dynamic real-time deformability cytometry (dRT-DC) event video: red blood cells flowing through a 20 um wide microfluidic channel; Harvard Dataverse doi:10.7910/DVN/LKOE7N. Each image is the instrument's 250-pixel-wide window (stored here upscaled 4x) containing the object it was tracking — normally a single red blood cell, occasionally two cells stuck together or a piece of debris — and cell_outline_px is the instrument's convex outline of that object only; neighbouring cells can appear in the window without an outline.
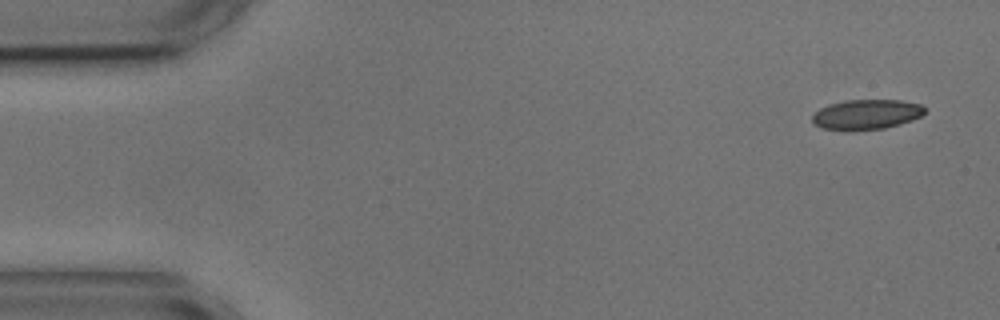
{"species": "common noctule bat (a hibernating species)", "species_latin": "Nyctalus noctula", "temperature_condition": "cold", "stored_images_in_passage": 4, "camera_frame_rate_fps": 3000, "um_per_image_px": 0.085, "animal": {"sex": "male", "body_mass_g": 17.9, "forearm_length_mm": 54.2}, "frame": {"image": 1, "passage_image": 1, "time_ms": 0.0, "image_size_px": [1000, 320], "cell_outline_px": [[928, 108], [920, 116], [912, 120], [900, 124], [884, 128], [820, 128], [812, 124], [812, 116], [820, 108], [828, 104], [848, 100], [900, 100], [920, 104]], "centroid_in_image_um": [73.67, 9.69], "position_along_channel_um": 11.3, "area_um2": 19.13}}
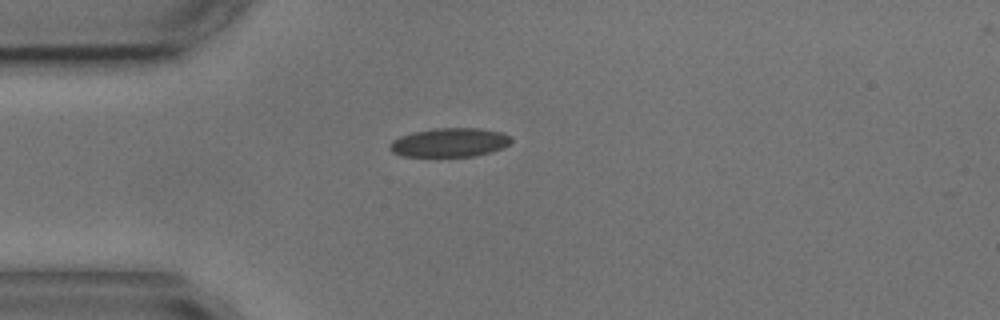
{"frame": {"image": 2, "passage_image": 4, "time_ms": 3.667, "image_size_px": [1000, 320], "cell_outline_px": [[512, 140], [508, 144], [500, 148], [476, 156], [440, 160], [404, 156], [392, 152], [388, 148], [388, 144], [392, 140], [400, 136], [412, 132], [432, 128], [476, 128], [500, 132], [512, 136]], "centroid_in_image_um": [38.13, 12.16], "position_along_channel_um": 46.9, "area_um2": 21.44}}